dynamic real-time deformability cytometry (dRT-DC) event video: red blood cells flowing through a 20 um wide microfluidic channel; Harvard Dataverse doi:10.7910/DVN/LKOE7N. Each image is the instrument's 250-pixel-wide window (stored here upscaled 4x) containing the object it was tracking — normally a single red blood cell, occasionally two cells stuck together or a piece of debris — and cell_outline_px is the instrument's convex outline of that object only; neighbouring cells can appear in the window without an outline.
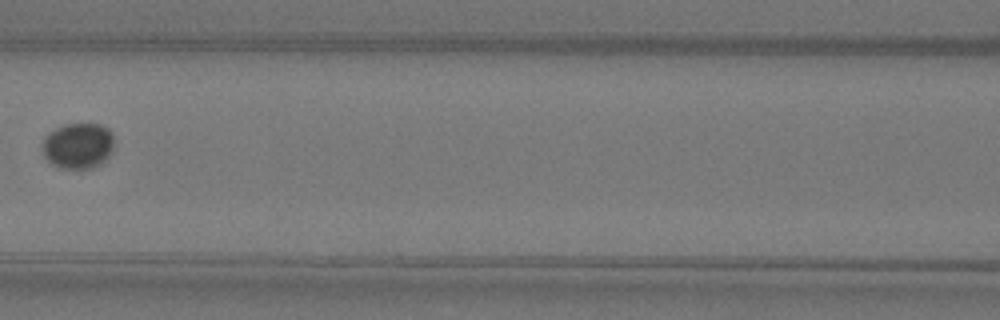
{"species": "Egyptian fruit bat (a non-hibernating species)", "species_latin": "Rousettus aegyptiacus", "temperature_condition": "warm", "stored_images_in_passage": 7, "camera_frame_rate_fps": 3000, "um_per_image_px": 0.085, "animal": {"sex": "female"}, "frame": {"image": 1, "passage_image": 7, "time_ms": 2.0, "image_size_px": [1000, 320], "cell_outline_px": [[112, 152], [100, 164], [92, 168], [60, 168], [52, 164], [44, 156], [44, 136], [56, 128], [64, 124], [100, 124], [108, 128], [112, 132]], "centroid_in_image_um": [6.64, 12.38], "position_along_channel_um": 160.0, "area_um2": 18.96}}